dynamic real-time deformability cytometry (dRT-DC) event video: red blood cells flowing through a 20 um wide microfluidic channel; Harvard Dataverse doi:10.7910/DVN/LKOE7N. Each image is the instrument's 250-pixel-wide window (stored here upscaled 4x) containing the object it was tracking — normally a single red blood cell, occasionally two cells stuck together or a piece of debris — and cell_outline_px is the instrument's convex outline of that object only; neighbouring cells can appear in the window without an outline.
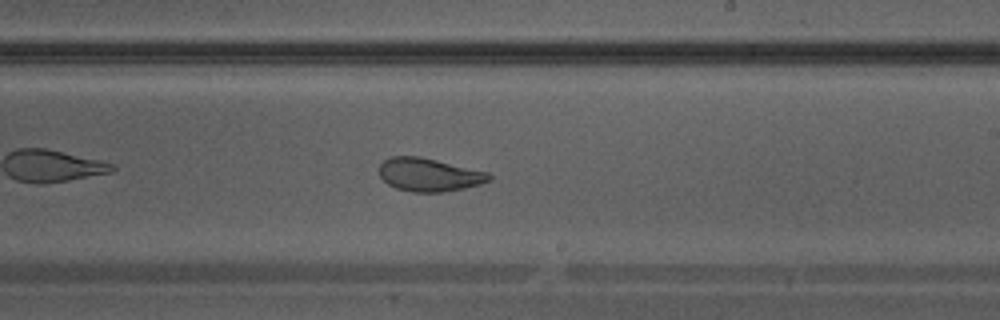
{"species": "Egyptian fruit bat (a non-hibernating species)", "species_latin": "Rousettus aegyptiacus", "temperature_condition": "warm", "stored_images_in_passage": 27, "camera_frame_rate_fps": 3000, "um_per_image_px": 0.085, "animal": {"sex": "male"}, "frame": {"image": 1, "passage_image": 12, "time_ms": 3.667, "image_size_px": [1000, 320], "cell_outline_px": [[492, 180], [480, 184], [464, 188], [444, 192], [412, 192], [396, 188], [388, 184], [380, 176], [380, 164], [384, 160], [392, 156], [420, 156], [488, 172], [492, 176]], "centroid_in_image_um": [36.48, 14.85], "position_along_channel_um": 252.5, "area_um2": 21.27}}